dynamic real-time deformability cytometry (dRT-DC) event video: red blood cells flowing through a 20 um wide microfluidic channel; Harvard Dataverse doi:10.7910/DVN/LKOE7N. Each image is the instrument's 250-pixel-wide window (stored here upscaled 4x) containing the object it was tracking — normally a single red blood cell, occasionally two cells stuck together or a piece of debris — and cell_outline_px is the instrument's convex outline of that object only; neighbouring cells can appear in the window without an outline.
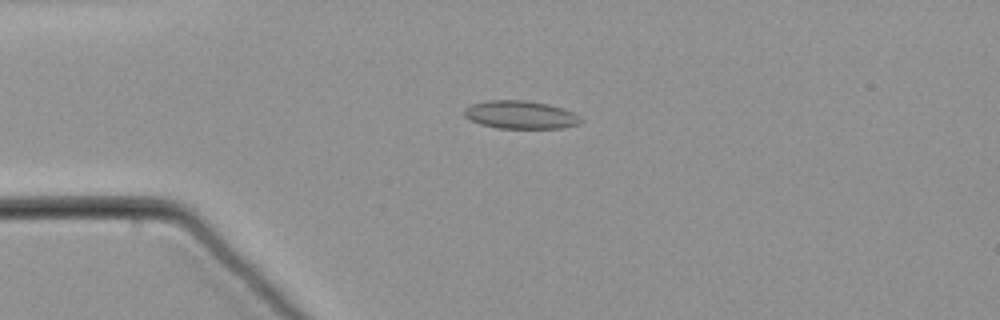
{"species": "common noctule bat (a hibernating species)", "species_latin": "Nyctalus noctula", "temperature_condition": "warm", "stored_images_in_passage": 61, "camera_frame_rate_fps": 3000, "um_per_image_px": 0.085, "animal": {"sex": "male", "body_mass_g": 21.5, "forearm_length_mm": 52.0}, "frame": {"image": 1, "passage_image": 15, "time_ms": 4.667, "image_size_px": [1000, 320], "cell_outline_px": [[580, 124], [564, 128], [496, 128], [480, 124], [464, 116], [464, 108], [472, 104], [484, 100], [524, 100], [548, 104], [564, 108], [572, 112], [580, 120]], "centroid_in_image_um": [44.21, 9.75], "position_along_channel_um": 40.8, "area_um2": 19.02}}
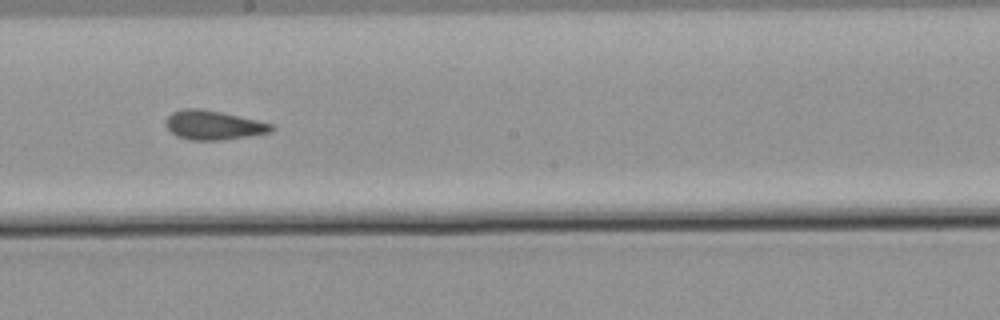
{"frame": {"image": 2, "passage_image": 34, "time_ms": 11.0, "image_size_px": [1000, 320], "cell_outline_px": [[276, 128], [272, 132], [224, 140], [188, 140], [176, 136], [168, 128], [168, 116], [172, 112], [184, 108], [200, 108], [220, 112], [256, 120], [272, 124]], "centroid_in_image_um": [18.17, 10.64], "position_along_channel_um": 230.0, "area_um2": 17.8}}
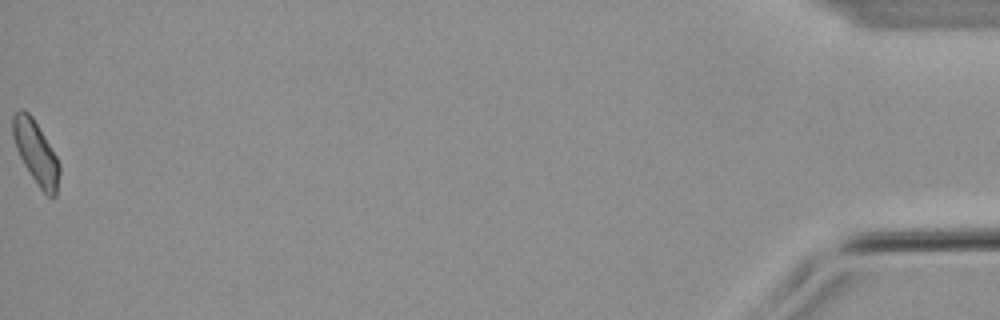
{"frame": {"image": 3, "passage_image": 61, "time_ms": 20.0, "image_size_px": [1000, 320], "cell_outline_px": [[60, 172], [56, 196], [52, 200], [40, 188], [24, 164], [16, 148], [12, 136], [12, 116], [20, 108], [24, 108], [32, 116], [56, 156], [60, 164]], "centroid_in_image_um": [3.05, 12.95], "position_along_channel_um": 432.1, "area_um2": 17.05}}